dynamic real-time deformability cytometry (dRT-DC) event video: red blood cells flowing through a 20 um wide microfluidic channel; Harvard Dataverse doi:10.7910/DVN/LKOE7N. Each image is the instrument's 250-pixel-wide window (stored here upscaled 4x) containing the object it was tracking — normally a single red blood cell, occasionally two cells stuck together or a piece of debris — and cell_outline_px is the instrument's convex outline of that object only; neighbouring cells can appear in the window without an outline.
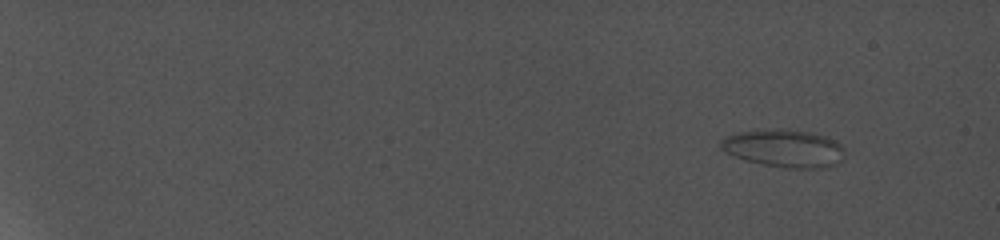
{"species": "common noctule bat (a hibernating species)", "species_latin": "Nyctalus noctula", "temperature_condition": "cold", "stored_images_in_passage": 14, "camera_frame_rate_fps": 5000, "um_per_image_px": 0.085, "animal": {"sex": "female", "body_mass_g": 19.0, "forearm_length_mm": 56.7}, "frame": {"image": 1, "passage_image": 2, "time_ms": 0.8, "image_size_px": [1000, 240], "cell_outline_px": [[840, 148], [796, 164], [768, 164], [736, 156], [728, 152], [724, 148], [724, 140], [728, 136], [744, 132], [804, 132], [824, 136], [832, 140]], "centroid_in_image_um": [66.19, 12.46], "position_along_channel_um": 18.8, "area_um2": 20.63}}
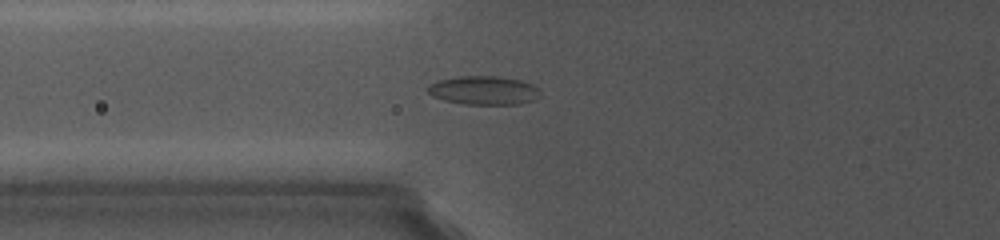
{"frame": {"image": 2, "passage_image": 11, "time_ms": 9.0, "image_size_px": [1000, 240], "cell_outline_px": [[536, 88], [528, 100], [516, 104], [468, 104], [448, 100], [436, 96], [428, 92], [428, 88], [432, 84], [440, 80], [460, 76], [492, 76], [520, 80]], "centroid_in_image_um": [41.01, 7.66], "position_along_channel_um": 84.8, "area_um2": 17.46}}
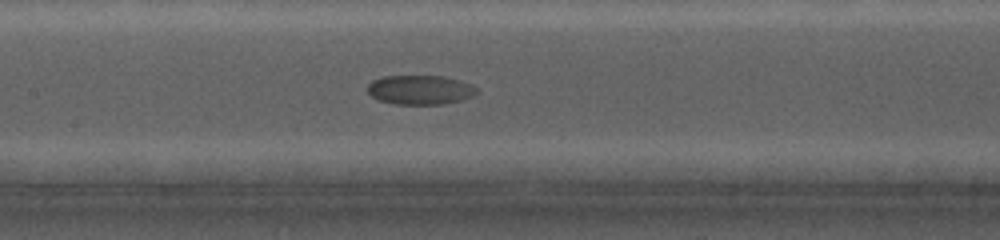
{"frame": {"image": 3, "passage_image": 14, "time_ms": 11.6, "image_size_px": [1000, 240], "cell_outline_px": [[476, 92], [460, 100], [440, 104], [396, 104], [380, 100], [372, 96], [368, 92], [368, 84], [372, 80], [384, 76], [440, 76], [456, 80], [468, 84]], "centroid_in_image_um": [35.59, 7.63], "position_along_channel_um": 171.8, "area_um2": 17.98}}